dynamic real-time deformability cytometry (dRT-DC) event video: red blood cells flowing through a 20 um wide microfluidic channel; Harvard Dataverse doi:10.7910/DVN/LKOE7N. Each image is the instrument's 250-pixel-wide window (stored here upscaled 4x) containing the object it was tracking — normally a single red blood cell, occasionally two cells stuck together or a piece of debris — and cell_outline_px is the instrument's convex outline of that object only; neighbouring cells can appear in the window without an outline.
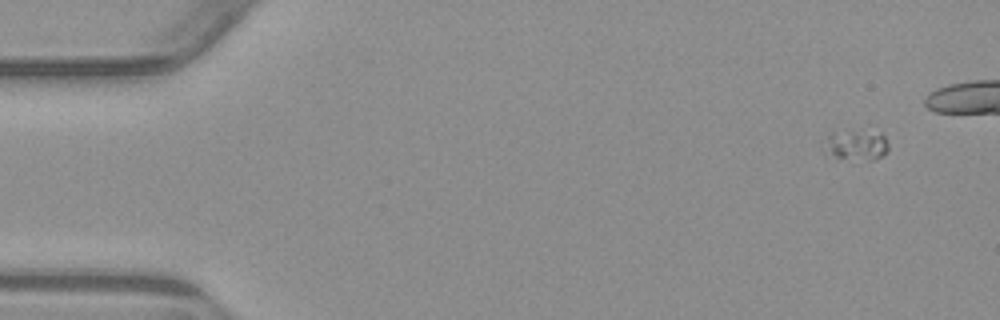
{"species": "common noctule bat (a hibernating species)", "species_latin": "Nyctalus noctula", "temperature_condition": "warm", "stored_images_in_passage": 5, "camera_frame_rate_fps": 3000, "um_per_image_px": 0.085, "animal": {"sex": "male", "body_mass_g": 23.1, "forearm_length_mm": 52.7}, "frame": {"image": 1, "passage_image": 1, "time_ms": 0.0, "image_size_px": [1000, 320], "cell_outline_px": [[888, 148], [876, 160], [852, 164], [820, 148], [820, 144], [832, 128], [880, 132], [884, 136], [888, 144]], "centroid_in_image_um": [72.66, 12.32], "position_along_channel_um": 12.3, "area_um2": 12.72}}
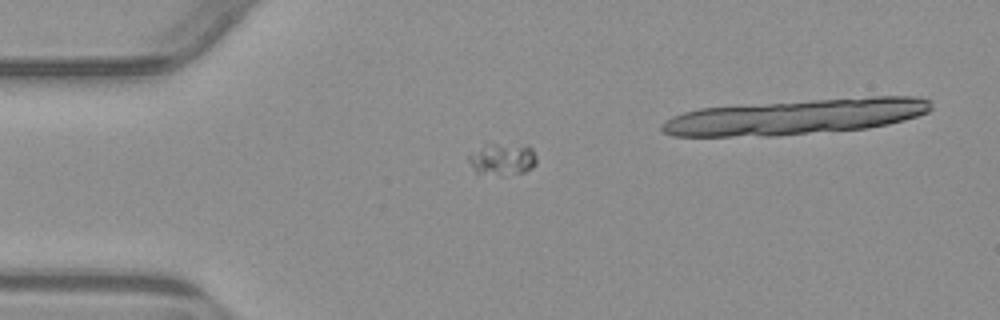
{"frame": {"image": 2, "passage_image": 3, "time_ms": 3.333, "image_size_px": [1000, 320], "cell_outline_px": [[536, 164], [532, 168], [524, 172], [504, 176], [500, 176], [476, 172], [472, 168], [468, 160], [468, 156], [484, 140], [528, 144], [532, 148], [536, 156]], "centroid_in_image_um": [42.69, 13.45], "position_along_channel_um": 42.3, "area_um2": 13.81}}